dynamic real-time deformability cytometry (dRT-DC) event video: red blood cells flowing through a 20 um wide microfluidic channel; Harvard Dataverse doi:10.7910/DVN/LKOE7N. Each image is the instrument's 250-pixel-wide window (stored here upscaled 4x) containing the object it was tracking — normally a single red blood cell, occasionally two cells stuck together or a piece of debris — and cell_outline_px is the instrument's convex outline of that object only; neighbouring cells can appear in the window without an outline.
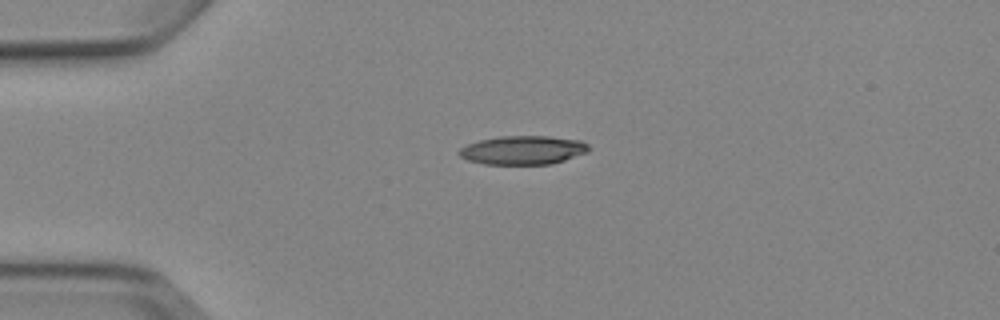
{"species": "Egyptian fruit bat (a non-hibernating species)", "species_latin": "Rousettus aegyptiacus", "temperature_condition": "cold", "stored_images_in_passage": 3, "segment_of_instrument_passage": [1, 2], "camera_frame_rate_fps": 3000, "um_per_image_px": 0.085, "animal": {"sex": "female"}, "frame": {"image": 1, "passage_image": 1, "time_ms": 0.0, "image_size_px": [1000, 320], "cell_outline_px": [[588, 152], [552, 164], [484, 164], [468, 160], [460, 156], [456, 152], [460, 148], [468, 144], [480, 140], [500, 136], [548, 136], [580, 140], [588, 144]], "centroid_in_image_um": [44.44, 12.76], "position_along_channel_um": 40.6, "area_um2": 21.68}}